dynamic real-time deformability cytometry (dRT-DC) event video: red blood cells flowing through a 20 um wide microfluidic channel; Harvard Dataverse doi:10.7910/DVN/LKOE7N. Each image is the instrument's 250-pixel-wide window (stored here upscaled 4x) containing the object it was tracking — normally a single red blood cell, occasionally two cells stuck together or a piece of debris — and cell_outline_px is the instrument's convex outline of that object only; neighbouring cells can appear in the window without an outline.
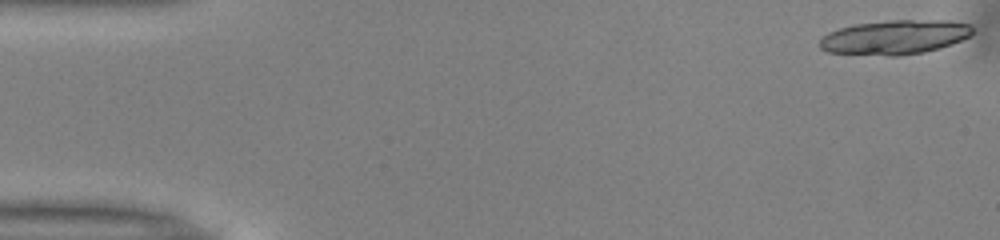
{"species": "common noctule bat (a hibernating species)", "species_latin": "Nyctalus noctula", "temperature_condition": "warm", "stored_images_in_passage": 16, "camera_frame_rate_fps": 3000, "um_per_image_px": 0.085, "animal": {"sex": "male", "body_mass_g": 13.0, "forearm_length_mm": 53.1}, "frame": {"image": 1, "passage_image": 1, "time_ms": 0.0, "image_size_px": [1000, 240], "cell_outline_px": [[972, 32], [968, 36], [960, 40], [940, 48], [924, 52], [900, 56], [888, 56], [828, 52], [820, 48], [820, 40], [828, 32], [840, 28], [856, 24], [888, 20], [948, 20], [972, 24]], "centroid_in_image_um": [76.06, 3.16], "position_along_channel_um": 8.9, "area_um2": 30.58}}